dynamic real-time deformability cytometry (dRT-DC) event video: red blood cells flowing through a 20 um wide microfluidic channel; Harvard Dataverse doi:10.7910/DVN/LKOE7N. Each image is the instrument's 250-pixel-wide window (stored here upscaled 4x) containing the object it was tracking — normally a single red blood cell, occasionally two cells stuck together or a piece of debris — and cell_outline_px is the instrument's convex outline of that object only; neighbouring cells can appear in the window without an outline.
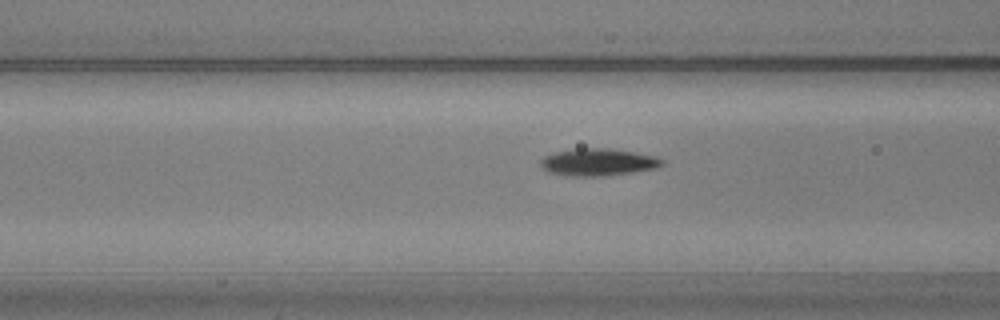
{"species": "common noctule bat (a hibernating species)", "species_latin": "Nyctalus noctula", "temperature_condition": "warm", "stored_images_in_passage": 35, "camera_frame_rate_fps": 3000, "um_per_image_px": 0.085, "animal": {"sex": "male", "body_mass_g": 20.5, "forearm_length_mm": 52.5}, "frame": {"image": 1, "passage_image": 10, "time_ms": 3.0, "image_size_px": [1000, 320], "cell_outline_px": [[664, 164], [656, 168], [632, 172], [600, 176], [564, 176], [548, 172], [540, 164], [540, 160], [544, 156], [556, 152], [576, 148], [608, 148], [636, 152], [656, 156], [664, 160]], "centroid_in_image_um": [50.84, 13.78], "position_along_channel_um": 115.8, "area_um2": 19.36}}
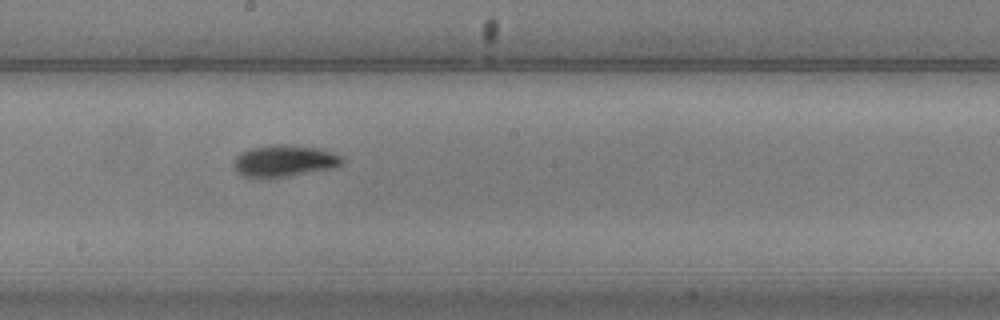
{"frame": {"image": 2, "passage_image": 19, "time_ms": 6.0, "image_size_px": [1000, 320], "cell_outline_px": [[344, 160], [336, 168], [272, 180], [244, 176], [236, 172], [232, 164], [232, 160], [240, 152], [248, 148], [272, 144], [288, 144], [320, 148], [344, 156]], "centroid_in_image_um": [24.14, 13.7], "position_along_channel_um": 224.1, "area_um2": 21.1}}
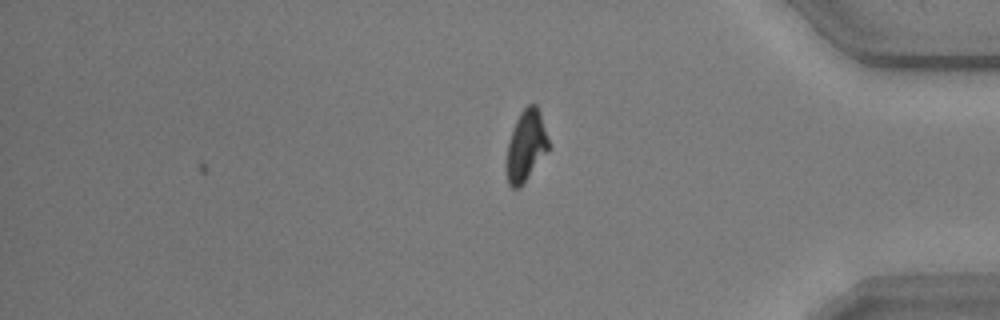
{"frame": {"image": 3, "passage_image": 35, "time_ms": 11.333, "image_size_px": [1000, 320], "cell_outline_px": [[548, 152], [520, 188], [512, 188], [508, 184], [504, 168], [504, 164], [508, 144], [516, 120], [520, 112], [528, 104], [536, 104], [540, 112], [548, 140]], "centroid_in_image_um": [44.68, 12.45], "position_along_channel_um": 390.5, "area_um2": 17.63}, "authors_computed_cell_mechanics": {"area_um2": 18.8428, "velocity_mm_per_s": 3.6002, "shape_relaxation_time_tau1_ms": 3.4594, "shape_relaxation_time_tau2_ms": null, "deformation_change_tau1": 0.1448, "deformation_change_tau2": null}}